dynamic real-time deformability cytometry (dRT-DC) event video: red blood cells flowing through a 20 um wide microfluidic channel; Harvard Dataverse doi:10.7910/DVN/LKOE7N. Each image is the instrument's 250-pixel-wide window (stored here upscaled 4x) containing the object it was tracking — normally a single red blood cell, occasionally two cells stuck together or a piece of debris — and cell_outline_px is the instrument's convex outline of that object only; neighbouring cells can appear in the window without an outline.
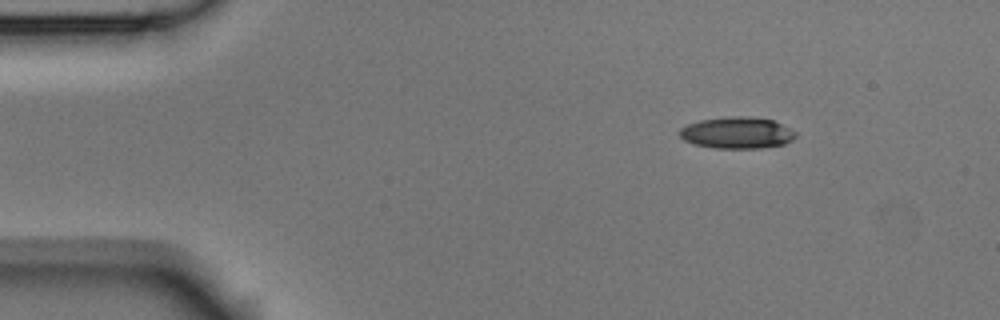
{"species": "Egyptian fruit bat (a non-hibernating species)", "species_latin": "Rousettus aegyptiacus", "temperature_condition": "room temperature", "stored_images_in_passage": 4, "camera_frame_rate_fps": 3000, "um_per_image_px": 0.085, "animal": {"sex": "male"}, "frame": {"image": 1, "passage_image": 1, "time_ms": 0.0, "image_size_px": [1000, 320], "cell_outline_px": [[796, 136], [792, 140], [784, 144], [760, 148], [716, 148], [696, 144], [684, 140], [680, 136], [680, 128], [688, 124], [700, 120], [724, 116], [748, 116], [772, 120], [796, 132]], "centroid_in_image_um": [62.64, 11.28], "position_along_channel_um": 22.4, "area_um2": 21.21}}
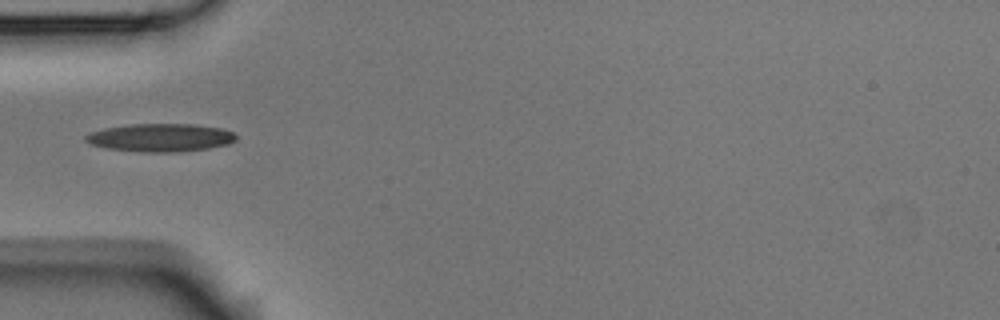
{"frame": {"image": 2, "passage_image": 4, "time_ms": 1.0, "image_size_px": [1000, 320], "cell_outline_px": [[236, 140], [228, 144], [208, 148], [176, 152], [144, 152], [108, 148], [88, 144], [84, 140], [84, 136], [92, 132], [104, 128], [132, 124], [196, 124], [220, 128], [232, 132], [236, 136]], "centroid_in_image_um": [13.62, 11.69], "position_along_channel_um": 71.4, "area_um2": 24.51}}